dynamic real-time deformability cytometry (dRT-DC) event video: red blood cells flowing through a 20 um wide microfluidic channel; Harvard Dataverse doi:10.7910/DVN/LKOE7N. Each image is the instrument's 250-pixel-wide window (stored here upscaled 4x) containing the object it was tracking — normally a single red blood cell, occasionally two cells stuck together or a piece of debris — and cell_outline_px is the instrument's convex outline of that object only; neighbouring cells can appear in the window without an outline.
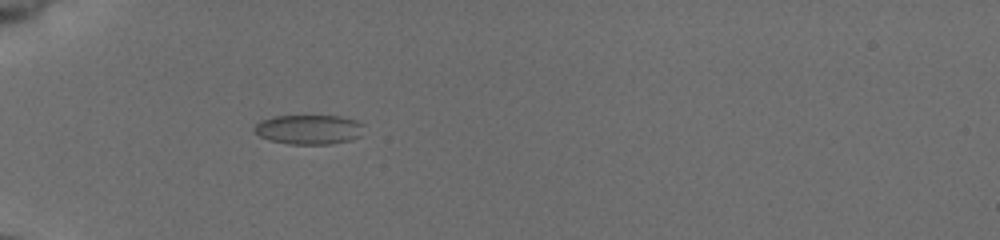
{"species": "common noctule bat (a hibernating species)", "species_latin": "Nyctalus noctula", "temperature_condition": "cold", "stored_images_in_passage": 34, "camera_frame_rate_fps": 3000, "um_per_image_px": 0.085, "animal": {"sex": "female", "body_mass_g": 19.5, "forearm_length_mm": 54.1}, "frame": {"image": 1, "passage_image": 1, "time_ms": 0.0, "image_size_px": [1000, 240], "cell_outline_px": [[364, 124], [360, 136], [352, 140], [328, 144], [288, 144], [272, 140], [260, 136], [252, 128], [260, 120], [272, 116], [340, 116], [356, 120]], "centroid_in_image_um": [26.26, 11.0], "position_along_channel_um": 58.7, "area_um2": 18.9}}
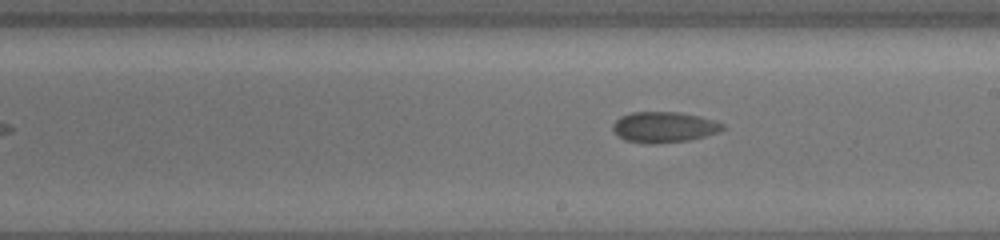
{"frame": {"image": 2, "passage_image": 16, "time_ms": 5.0, "image_size_px": [1000, 240], "cell_outline_px": [[724, 128], [716, 132], [704, 136], [688, 140], [656, 144], [648, 144], [624, 140], [616, 136], [612, 128], [612, 124], [620, 116], [632, 112], [680, 112], [712, 120], [724, 124]], "centroid_in_image_um": [56.36, 10.81], "position_along_channel_um": 232.6, "area_um2": 19.59}}
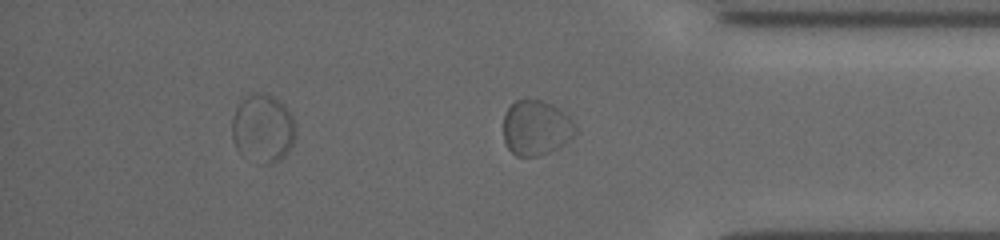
{"frame": {"image": 3, "passage_image": 29, "time_ms": 9.333, "image_size_px": [1000, 240], "cell_outline_px": [[576, 128], [572, 136], [556, 148], [540, 156], [516, 156], [508, 148], [504, 140], [504, 112], [516, 100], [544, 100], [552, 104], [568, 116]], "centroid_in_image_um": [45.52, 10.85], "position_along_channel_um": 389.7, "area_um2": 22.72}}